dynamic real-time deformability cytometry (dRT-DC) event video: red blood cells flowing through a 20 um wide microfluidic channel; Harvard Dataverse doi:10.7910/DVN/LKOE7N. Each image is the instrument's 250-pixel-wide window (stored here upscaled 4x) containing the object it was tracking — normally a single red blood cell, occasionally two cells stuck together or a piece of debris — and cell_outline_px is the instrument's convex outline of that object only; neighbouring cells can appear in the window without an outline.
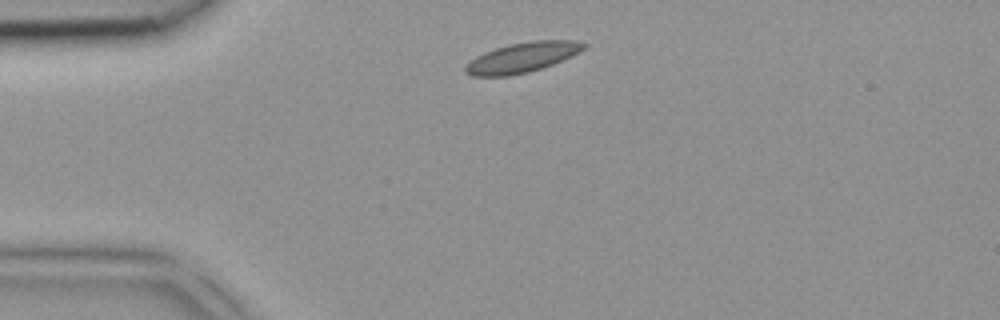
{"species": "common noctule bat (a hibernating species)", "species_latin": "Nyctalus noctula", "temperature_condition": "room temperature", "stored_images_in_passage": 2, "camera_frame_rate_fps": 3000, "um_per_image_px": 0.085, "animal": {"sex": "female", "body_mass_g": 18.4}, "frame": {"image": 1, "passage_image": 1, "time_ms": 0.0, "image_size_px": [1000, 320], "cell_outline_px": [[588, 44], [580, 52], [572, 56], [552, 64], [528, 72], [508, 76], [472, 76], [464, 72], [464, 68], [476, 56], [484, 52], [496, 48], [512, 44], [532, 40], [576, 40]], "centroid_in_image_um": [44.41, 4.88], "position_along_channel_um": 40.6, "area_um2": 20.52}}